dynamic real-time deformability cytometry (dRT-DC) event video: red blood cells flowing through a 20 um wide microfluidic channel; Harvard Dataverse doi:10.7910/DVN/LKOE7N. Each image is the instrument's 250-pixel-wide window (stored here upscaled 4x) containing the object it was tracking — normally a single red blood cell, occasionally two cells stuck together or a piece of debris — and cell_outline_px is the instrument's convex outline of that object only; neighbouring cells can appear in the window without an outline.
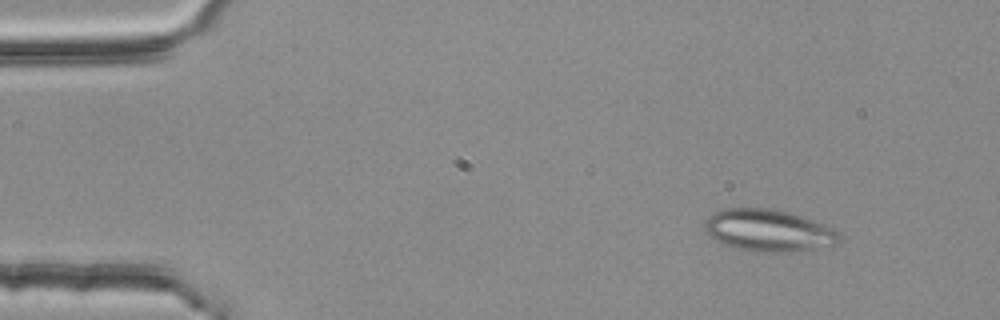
{"species": "common noctule bat (a hibernating species)", "species_latin": "Nyctalus noctula", "temperature_condition": "room temperature", "stored_images_in_passage": 48, "segment_of_instrument_passage": [1, 2], "camera_frame_rate_fps": 3000, "um_per_image_px": 0.085, "animal": {"sex": "female", "body_mass_g": 25.1}, "frame": {"image": 1, "passage_image": 1, "time_ms": 0.0, "image_size_px": [1000, 320], "cell_outline_px": [[840, 240], [836, 244], [792, 252], [756, 252], [736, 248], [724, 244], [716, 240], [704, 228], [704, 220], [708, 216], [716, 212], [728, 208], [764, 208], [784, 212], [812, 220], [836, 228], [840, 232]], "centroid_in_image_um": [65.33, 19.6], "position_along_channel_um": 19.7, "area_um2": 32.6}}